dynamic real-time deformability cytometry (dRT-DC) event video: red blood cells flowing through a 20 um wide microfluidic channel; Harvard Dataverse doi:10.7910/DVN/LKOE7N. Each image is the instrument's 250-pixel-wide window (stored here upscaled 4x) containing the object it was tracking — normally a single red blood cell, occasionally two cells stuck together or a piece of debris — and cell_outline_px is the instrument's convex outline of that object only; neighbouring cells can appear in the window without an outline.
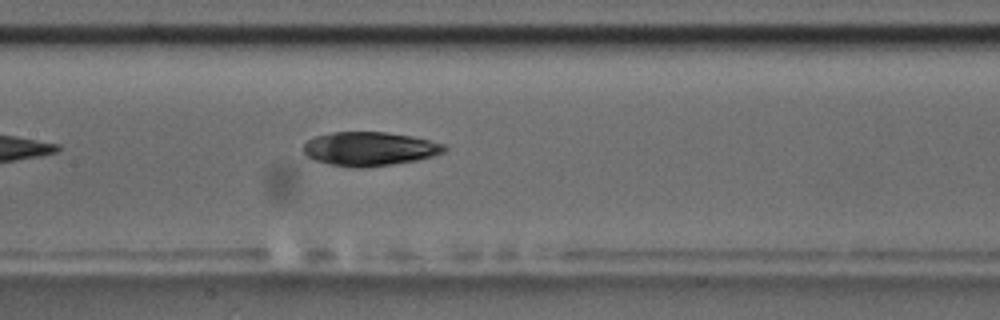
{"species": "common noctule bat (a hibernating species)", "species_latin": "Nyctalus noctula", "temperature_condition": "room temperature", "stored_images_in_passage": 6, "segment_of_instrument_passage": [1, 2], "camera_frame_rate_fps": 3000, "um_per_image_px": 0.085, "animal": {"sex": "male", "body_mass_g": 17.5, "forearm_length_mm": 52.3}, "frame": {"image": 1, "passage_image": 5, "time_ms": 4.667, "image_size_px": [1000, 320], "cell_outline_px": [[448, 148], [444, 152], [432, 156], [416, 160], [392, 164], [360, 168], [352, 168], [332, 164], [316, 160], [308, 156], [304, 152], [304, 144], [308, 140], [316, 136], [332, 132], [388, 132], [412, 136], [444, 144]], "centroid_in_image_um": [31.43, 12.64], "position_along_channel_um": 176.0, "area_um2": 27.63}}